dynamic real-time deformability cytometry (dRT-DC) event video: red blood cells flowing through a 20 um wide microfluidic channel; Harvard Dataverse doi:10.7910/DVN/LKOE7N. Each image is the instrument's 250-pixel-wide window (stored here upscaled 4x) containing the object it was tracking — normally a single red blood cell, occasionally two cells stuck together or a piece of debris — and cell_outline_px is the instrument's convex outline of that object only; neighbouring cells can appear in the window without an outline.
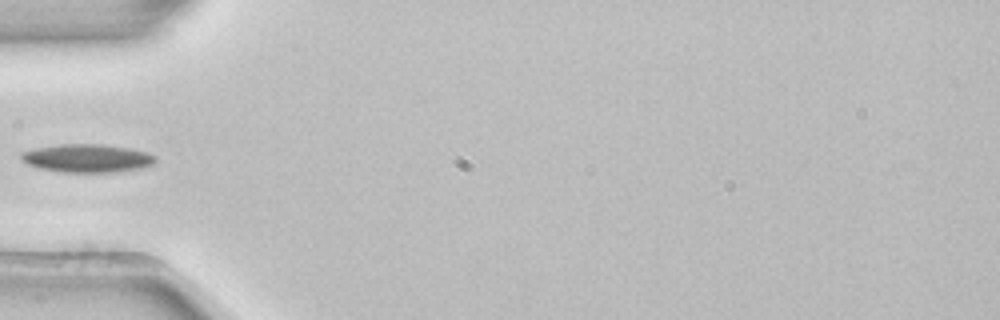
{"species": "common noctule bat (a hibernating species)", "species_latin": "Nyctalus noctula", "temperature_condition": "room temperature", "stored_images_in_passage": 4, "camera_frame_rate_fps": 3000, "um_per_image_px": 0.085, "animal": {"sex": "female", "body_mass_g": 22.7, "forearm_length_mm": 54.2}, "frame": {"image": 1, "passage_image": 4, "time_ms": 1.0, "image_size_px": [1000, 320], "cell_outline_px": [[156, 160], [152, 164], [144, 168], [112, 172], [60, 172], [40, 168], [28, 164], [20, 160], [20, 152], [36, 148], [60, 144], [100, 144], [128, 148], [148, 152], [156, 156]], "centroid_in_image_um": [7.4, 13.45], "position_along_channel_um": 77.6, "area_um2": 22.14}}